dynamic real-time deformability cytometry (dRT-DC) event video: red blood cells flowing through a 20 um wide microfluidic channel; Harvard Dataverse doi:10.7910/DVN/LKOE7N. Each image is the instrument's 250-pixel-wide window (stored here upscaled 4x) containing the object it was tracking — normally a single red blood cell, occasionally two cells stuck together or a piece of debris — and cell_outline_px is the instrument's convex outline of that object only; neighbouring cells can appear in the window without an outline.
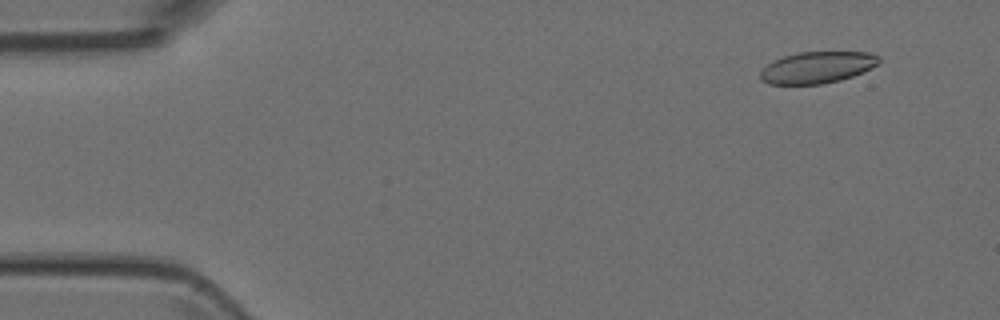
{"species": "Egyptian fruit bat (a non-hibernating species)", "species_latin": "Rousettus aegyptiacus", "temperature_condition": "room temperature", "stored_images_in_passage": 17, "camera_frame_rate_fps": 3000, "um_per_image_px": 0.085, "animal": {"sex": "female"}, "frame": {"image": 1, "passage_image": 1, "time_ms": 0.0, "image_size_px": [1000, 320], "cell_outline_px": [[880, 60], [876, 64], [852, 76], [840, 80], [824, 84], [768, 84], [760, 80], [760, 72], [768, 64], [784, 56], [800, 52], [868, 52], [880, 56]], "centroid_in_image_um": [69.44, 5.73], "position_along_channel_um": 15.6, "area_um2": 21.56}}
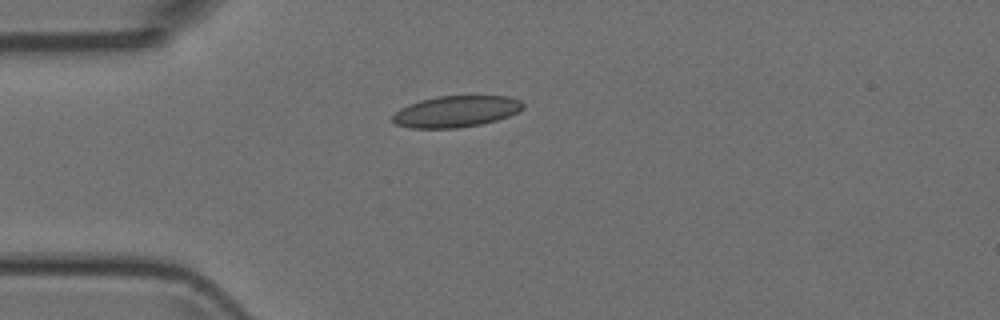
{"frame": {"image": 2, "passage_image": 10, "time_ms": 3.0, "image_size_px": [1000, 320], "cell_outline_px": [[524, 108], [520, 112], [496, 120], [480, 124], [456, 128], [412, 128], [396, 124], [392, 120], [392, 116], [400, 108], [408, 104], [420, 100], [436, 96], [512, 96], [520, 100], [524, 104]], "centroid_in_image_um": [38.79, 9.46], "position_along_channel_um": 46.2, "area_um2": 23.93}}